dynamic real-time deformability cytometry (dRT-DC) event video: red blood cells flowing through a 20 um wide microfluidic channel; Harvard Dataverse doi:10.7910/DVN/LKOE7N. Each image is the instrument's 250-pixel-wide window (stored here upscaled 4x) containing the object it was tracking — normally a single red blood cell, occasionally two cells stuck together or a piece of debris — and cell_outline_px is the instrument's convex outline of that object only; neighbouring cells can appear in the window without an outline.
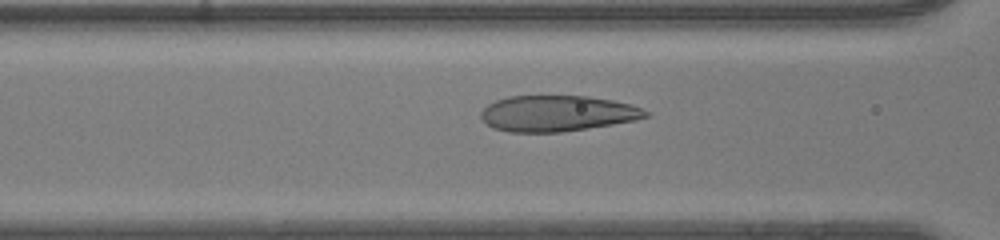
{"species": "human", "species_latin": "Homo sapiens", "temperature_condition": "room temperature", "stored_images_in_passage": 8, "camera_frame_rate_fps": 3000, "um_per_image_px": 0.085, "donor": {"sex": "male"}, "frame": {"image": 1, "passage_image": 6, "time_ms": 1.667, "image_size_px": [1000, 240], "cell_outline_px": [[648, 116], [636, 120], [588, 128], [560, 132], [508, 132], [492, 128], [480, 116], [480, 112], [488, 104], [496, 100], [508, 96], [588, 96], [612, 100], [632, 104], [648, 112]], "centroid_in_image_um": [47.34, 9.64], "position_along_channel_um": 119.3, "area_um2": 34.39}}